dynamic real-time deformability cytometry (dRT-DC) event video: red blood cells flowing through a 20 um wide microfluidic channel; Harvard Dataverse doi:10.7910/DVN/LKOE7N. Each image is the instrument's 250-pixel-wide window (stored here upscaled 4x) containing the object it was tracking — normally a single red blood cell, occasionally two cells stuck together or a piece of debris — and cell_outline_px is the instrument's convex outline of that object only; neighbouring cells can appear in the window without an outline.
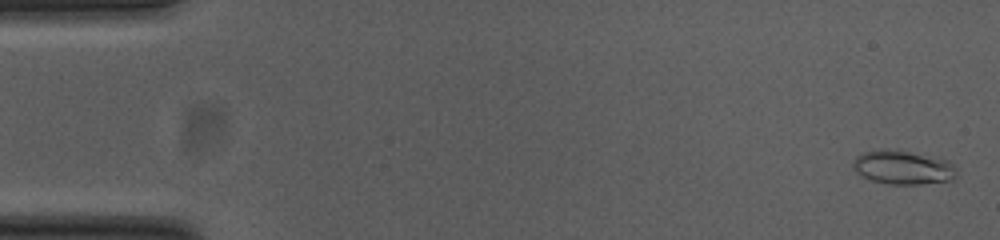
{"species": "common noctule bat (a hibernating species)", "species_latin": "Nyctalus noctula", "temperature_condition": "cold", "stored_images_in_passage": 54, "camera_frame_rate_fps": 3000, "um_per_image_px": 0.085, "animal": {"sex": "female", "body_mass_g": 23.0, "forearm_length_mm": 53.4}, "frame": {"image": 1, "passage_image": 2, "time_ms": 0.333, "image_size_px": [1000, 240], "cell_outline_px": [[956, 176], [952, 180], [920, 184], [888, 184], [872, 180], [860, 176], [856, 172], [852, 164], [852, 160], [856, 156], [864, 152], [880, 148], [908, 152], [948, 160], [956, 168]], "centroid_in_image_um": [76.71, 14.24], "position_along_channel_um": 8.3, "area_um2": 20.4}}
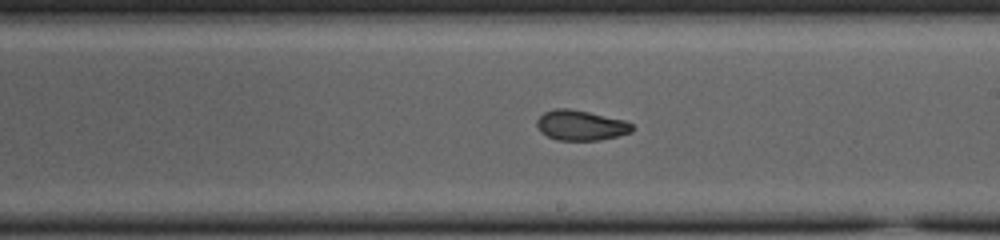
{"frame": {"image": 2, "passage_image": 31, "time_ms": 10.0, "image_size_px": [1000, 240], "cell_outline_px": [[632, 132], [600, 140], [556, 140], [540, 132], [536, 124], [536, 120], [544, 112], [552, 108], [568, 108], [588, 112], [624, 120], [632, 124]], "centroid_in_image_um": [49.32, 10.65], "position_along_channel_um": 239.7, "area_um2": 16.7}}
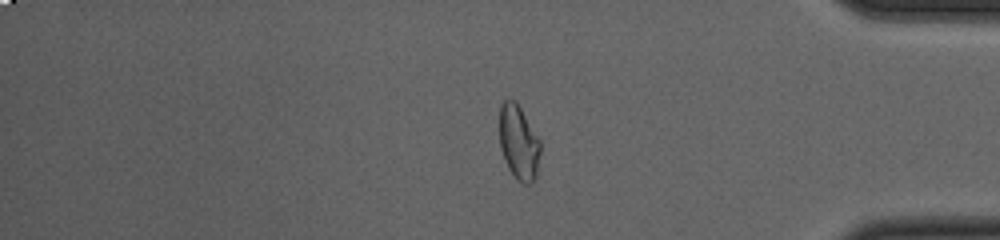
{"frame": {"image": 3, "passage_image": 45, "time_ms": 14.667, "image_size_px": [1000, 240], "cell_outline_px": [[540, 152], [536, 176], [532, 184], [524, 184], [516, 180], [508, 168], [500, 148], [500, 104], [508, 96], [516, 100], [540, 140]], "centroid_in_image_um": [44.08, 12.09], "position_along_channel_um": 391.1, "area_um2": 18.03}, "authors_computed_cell_mechanics": {"area_um2": 17.8602, "velocity_mm_per_s": 3.7991, "shape_relaxation_time_tau1_ms": null, "shape_relaxation_time_tau2_ms": 2.1601, "deformation_change_tau1": null, "deformation_change_tau2": 0.0676}}